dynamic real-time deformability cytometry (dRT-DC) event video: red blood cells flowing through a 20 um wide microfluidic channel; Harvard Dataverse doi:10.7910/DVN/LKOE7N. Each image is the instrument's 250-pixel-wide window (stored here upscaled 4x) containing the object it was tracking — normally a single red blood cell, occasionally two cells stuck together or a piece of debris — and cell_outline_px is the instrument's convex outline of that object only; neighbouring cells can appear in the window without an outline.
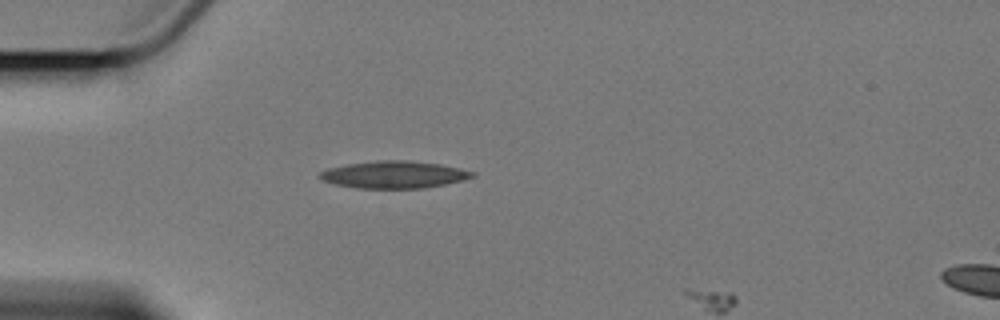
{"species": "Egyptian fruit bat (a non-hibernating species)", "species_latin": "Rousettus aegyptiacus", "temperature_condition": "cold", "stored_images_in_passage": 2, "camera_frame_rate_fps": 3000, "um_per_image_px": 0.085, "animal": {"sex": "female"}, "frame": {"image": 1, "passage_image": 1, "time_ms": 0.0, "image_size_px": [1000, 320], "cell_outline_px": [[476, 176], [464, 180], [424, 188], [356, 188], [336, 184], [320, 180], [316, 176], [320, 172], [328, 168], [348, 164], [376, 160], [404, 160], [440, 164], [460, 168], [476, 172]], "centroid_in_image_um": [33.49, 14.84], "position_along_channel_um": 51.5, "area_um2": 24.28}}